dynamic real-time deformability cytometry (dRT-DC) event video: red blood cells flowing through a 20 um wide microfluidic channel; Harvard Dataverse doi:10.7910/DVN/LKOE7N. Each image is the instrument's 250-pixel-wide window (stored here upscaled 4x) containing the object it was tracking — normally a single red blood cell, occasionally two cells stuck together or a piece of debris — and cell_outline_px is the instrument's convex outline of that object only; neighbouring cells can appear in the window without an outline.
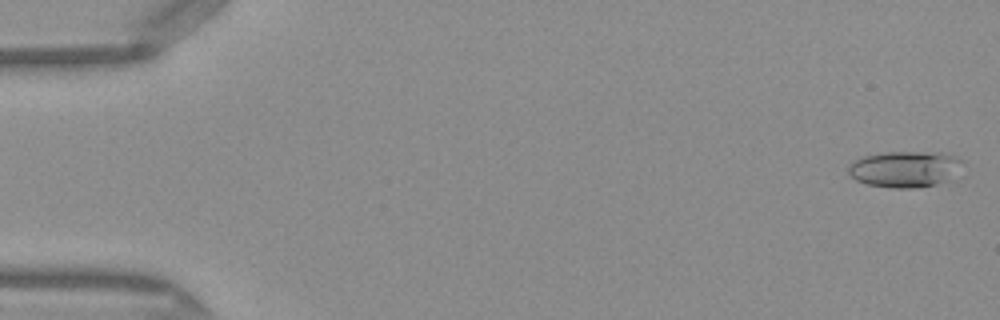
{"species": "Egyptian fruit bat (a non-hibernating species)", "species_latin": "Rousettus aegyptiacus", "temperature_condition": "warm", "stored_images_in_passage": 49, "camera_frame_rate_fps": 3000, "um_per_image_px": 0.085, "frame": {"image": 1, "passage_image": 1, "time_ms": 0.0, "image_size_px": [1000, 320], "cell_outline_px": [[960, 160], [948, 180], [936, 184], [912, 188], [892, 188], [868, 184], [856, 180], [848, 172], [848, 164], [864, 156], [880, 152], [940, 152], [952, 156]], "centroid_in_image_um": [76.8, 14.37], "position_along_channel_um": 8.2, "area_um2": 23.47}}
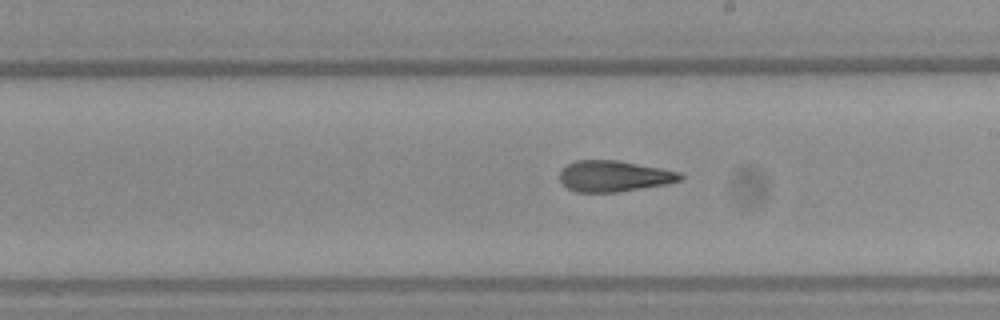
{"frame": {"image": 2, "passage_image": 28, "time_ms": 9.0, "image_size_px": [1000, 320], "cell_outline_px": [[684, 176], [680, 180], [664, 184], [616, 192], [576, 192], [568, 188], [560, 180], [560, 172], [568, 164], [576, 160], [616, 160], [660, 168], [680, 172]], "centroid_in_image_um": [52.17, 14.97], "position_along_channel_um": 236.8, "area_um2": 21.44}}
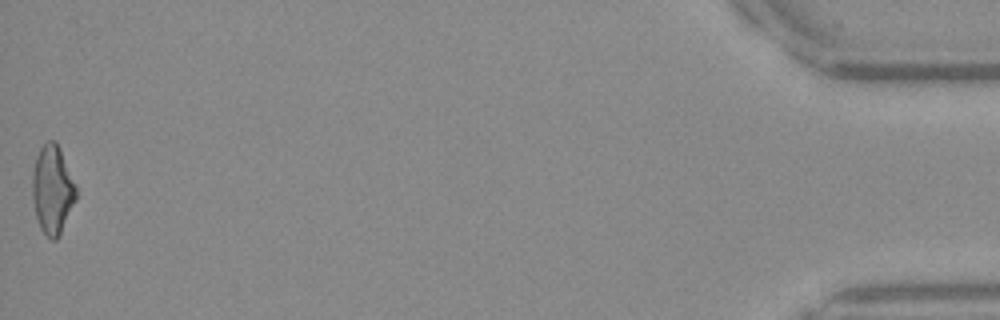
{"frame": {"image": 3, "passage_image": 49, "time_ms": 16.0, "image_size_px": [1000, 320], "cell_outline_px": [[76, 200], [56, 240], [52, 240], [40, 228], [36, 216], [32, 200], [32, 172], [36, 156], [40, 148], [48, 140], [56, 140], [60, 148], [76, 184]], "centroid_in_image_um": [4.45, 16.08], "position_along_channel_um": 430.8, "area_um2": 22.54}, "authors_computed_cell_mechanics": {"area_um2": 22.1374, "velocity_mm_per_s": 4.1381, "shape_relaxation_time_tau1_ms": null, "shape_relaxation_time_tau2_ms": 2.5003, "deformation_change_tau1": null, "deformation_change_tau2": 0.1183}}